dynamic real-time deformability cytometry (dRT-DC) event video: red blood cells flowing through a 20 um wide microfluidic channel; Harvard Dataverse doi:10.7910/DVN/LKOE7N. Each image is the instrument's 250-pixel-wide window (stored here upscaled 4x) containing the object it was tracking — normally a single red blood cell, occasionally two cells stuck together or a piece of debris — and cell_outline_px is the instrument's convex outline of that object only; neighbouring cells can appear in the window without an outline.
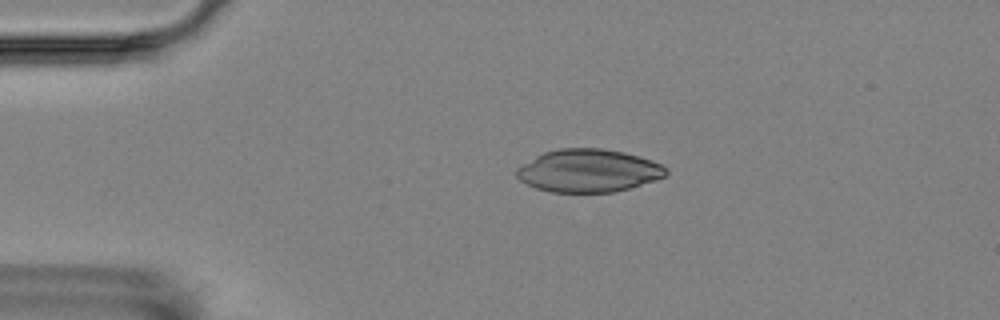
{"species": "Egyptian fruit bat (a non-hibernating species)", "species_latin": "Rousettus aegyptiacus", "temperature_condition": "room temperature", "stored_images_in_passage": 7, "camera_frame_rate_fps": 3000, "um_per_image_px": 0.085, "animal": {"sex": "female"}, "frame": {"image": 1, "passage_image": 4, "time_ms": 3.333, "image_size_px": [1000, 320], "cell_outline_px": [[668, 172], [664, 176], [656, 180], [628, 188], [612, 192], [552, 192], [536, 188], [520, 180], [516, 176], [516, 168], [536, 156], [544, 152], [560, 148], [600, 148], [624, 152], [640, 156], [652, 160], [668, 168]], "centroid_in_image_um": [50.02, 14.5], "position_along_channel_um": 35.0, "area_um2": 37.22}}